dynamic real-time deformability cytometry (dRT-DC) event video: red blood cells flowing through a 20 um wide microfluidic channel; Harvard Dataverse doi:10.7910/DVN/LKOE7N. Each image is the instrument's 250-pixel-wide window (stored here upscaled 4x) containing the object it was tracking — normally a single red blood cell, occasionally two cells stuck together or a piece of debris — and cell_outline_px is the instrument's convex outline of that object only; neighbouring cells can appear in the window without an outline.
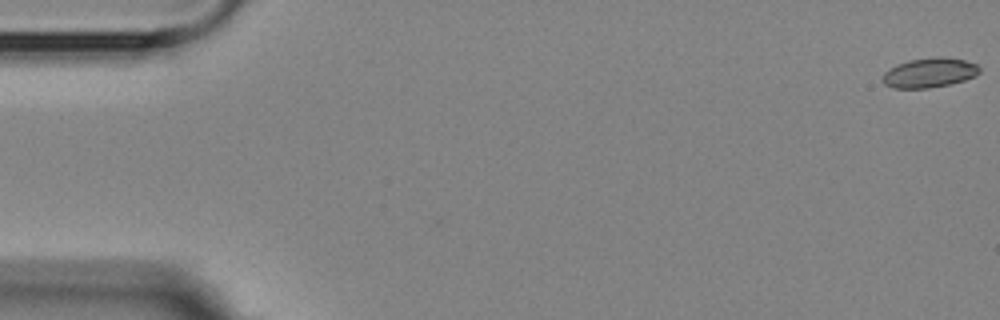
{"species": "Egyptian fruit bat (a non-hibernating species)", "species_latin": "Rousettus aegyptiacus", "temperature_condition": "room temperature", "stored_images_in_passage": 4, "camera_frame_rate_fps": 3000, "um_per_image_px": 0.085, "animal": {"sex": "female"}, "frame": {"image": 1, "passage_image": 1, "time_ms": 0.0, "image_size_px": [1000, 320], "cell_outline_px": [[980, 72], [976, 76], [964, 80], [948, 84], [928, 88], [892, 88], [884, 84], [880, 80], [884, 72], [888, 68], [896, 64], [908, 60], [936, 56], [940, 56], [964, 60], [976, 64], [980, 68]], "centroid_in_image_um": [78.95, 6.17], "position_along_channel_um": 6.0, "area_um2": 16.94}}
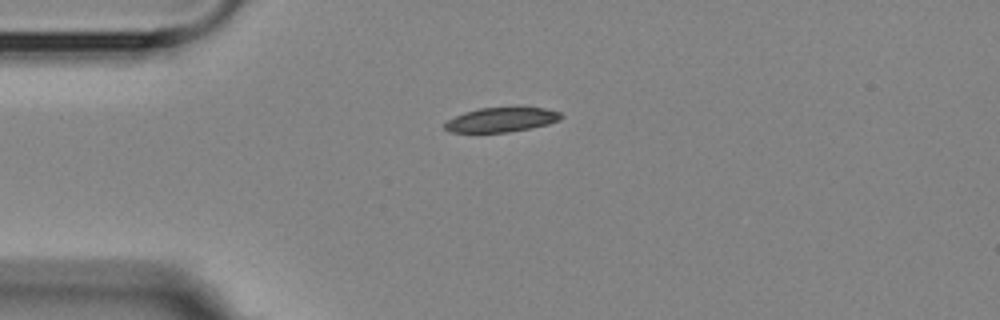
{"frame": {"image": 2, "passage_image": 4, "time_ms": 4.333, "image_size_px": [1000, 320], "cell_outline_px": [[564, 116], [560, 120], [548, 124], [508, 132], [448, 132], [444, 128], [444, 124], [448, 120], [464, 112], [480, 108], [516, 104], [544, 108], [560, 112]], "centroid_in_image_um": [42.67, 10.12], "position_along_channel_um": 42.3, "area_um2": 17.28}}